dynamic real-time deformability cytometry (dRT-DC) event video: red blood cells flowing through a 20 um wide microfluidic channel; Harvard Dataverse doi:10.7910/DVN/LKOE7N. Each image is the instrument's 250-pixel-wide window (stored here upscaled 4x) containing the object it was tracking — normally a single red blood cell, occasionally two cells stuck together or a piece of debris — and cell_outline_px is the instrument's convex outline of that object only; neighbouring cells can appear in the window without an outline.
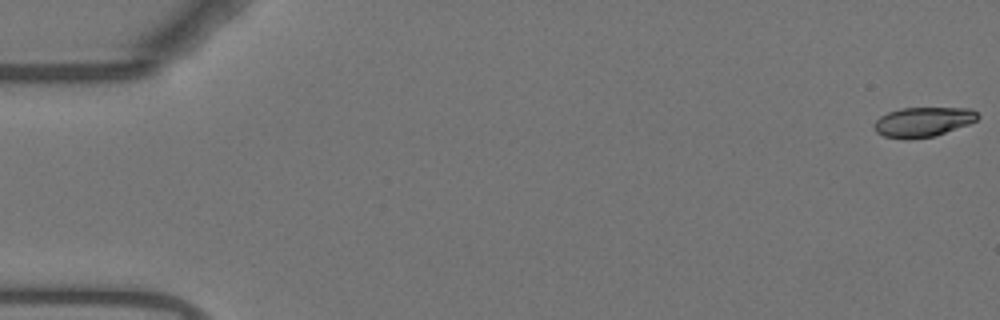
{"species": "Egyptian fruit bat (a non-hibernating species)", "species_latin": "Rousettus aegyptiacus", "temperature_condition": "warm", "stored_images_in_passage": 28, "camera_frame_rate_fps": 3000, "um_per_image_px": 0.085, "animal": {"sex": "female"}, "frame": {"image": 1, "passage_image": 1, "time_ms": 0.0, "image_size_px": [1000, 320], "cell_outline_px": [[980, 116], [976, 120], [968, 124], [936, 136], [908, 140], [884, 136], [876, 132], [872, 128], [872, 124], [880, 116], [888, 112], [900, 108], [972, 108]], "centroid_in_image_um": [78.42, 10.37], "position_along_channel_um": 6.6, "area_um2": 18.15}}
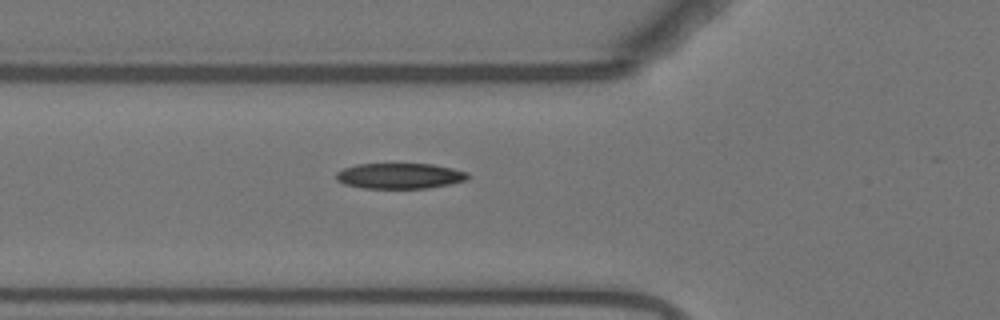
{"frame": {"image": 2, "passage_image": 20, "time_ms": 6.333, "image_size_px": [1000, 320], "cell_outline_px": [[468, 176], [464, 180], [448, 184], [428, 188], [364, 188], [344, 184], [336, 180], [336, 172], [344, 168], [356, 164], [432, 164], [452, 168], [468, 172]], "centroid_in_image_um": [33.94, 14.95], "position_along_channel_um": 91.9, "area_um2": 19.48}}
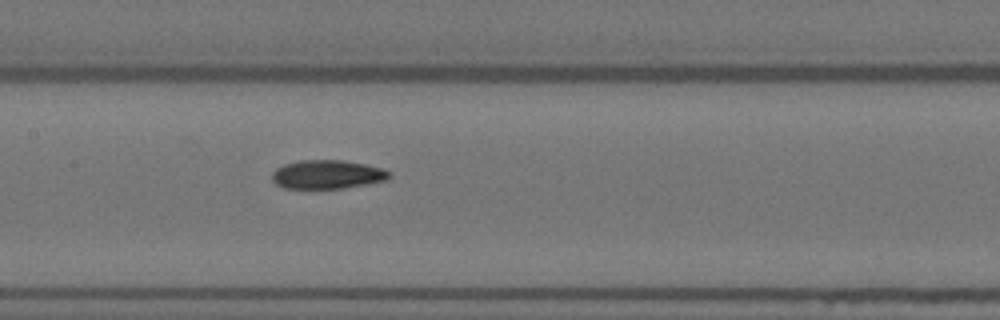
{"frame": {"image": 3, "passage_image": 27, "time_ms": 8.667, "image_size_px": [1000, 320], "cell_outline_px": [[392, 176], [388, 180], [344, 188], [284, 188], [276, 184], [272, 180], [272, 172], [276, 168], [284, 164], [300, 160], [344, 160], [384, 168], [392, 172]], "centroid_in_image_um": [27.85, 14.82], "position_along_channel_um": 179.5, "area_um2": 19.83}}